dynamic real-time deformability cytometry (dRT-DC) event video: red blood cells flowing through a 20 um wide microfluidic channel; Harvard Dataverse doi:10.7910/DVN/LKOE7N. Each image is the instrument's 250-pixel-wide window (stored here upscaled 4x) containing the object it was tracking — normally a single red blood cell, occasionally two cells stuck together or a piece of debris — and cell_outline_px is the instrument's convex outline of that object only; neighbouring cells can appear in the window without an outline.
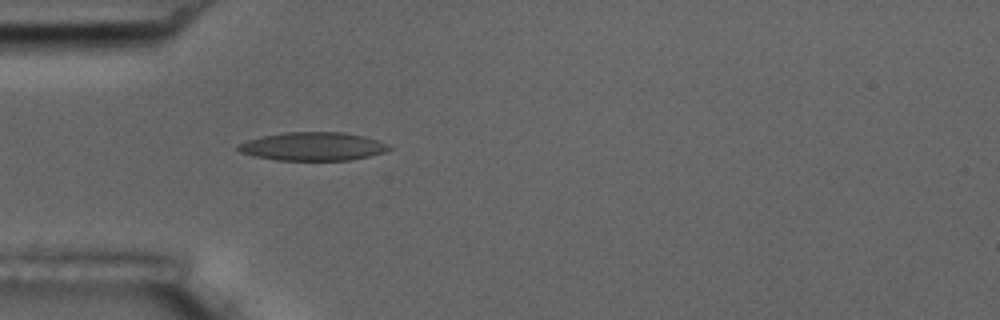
{"species": "common noctule bat (a hibernating species)", "species_latin": "Nyctalus noctula", "temperature_condition": "room temperature", "stored_images_in_passage": 4, "camera_frame_rate_fps": 3000, "um_per_image_px": 0.085, "animal": {"sex": "male", "body_mass_g": 17.5, "forearm_length_mm": 52.3}, "frame": {"image": 1, "passage_image": 4, "time_ms": 1.0, "image_size_px": [1000, 320], "cell_outline_px": [[392, 148], [384, 152], [352, 160], [276, 160], [256, 156], [240, 152], [236, 148], [236, 144], [248, 140], [264, 136], [284, 132], [344, 132], [364, 136], [388, 144]], "centroid_in_image_um": [26.59, 12.44], "position_along_channel_um": 58.4, "area_um2": 24.85}}